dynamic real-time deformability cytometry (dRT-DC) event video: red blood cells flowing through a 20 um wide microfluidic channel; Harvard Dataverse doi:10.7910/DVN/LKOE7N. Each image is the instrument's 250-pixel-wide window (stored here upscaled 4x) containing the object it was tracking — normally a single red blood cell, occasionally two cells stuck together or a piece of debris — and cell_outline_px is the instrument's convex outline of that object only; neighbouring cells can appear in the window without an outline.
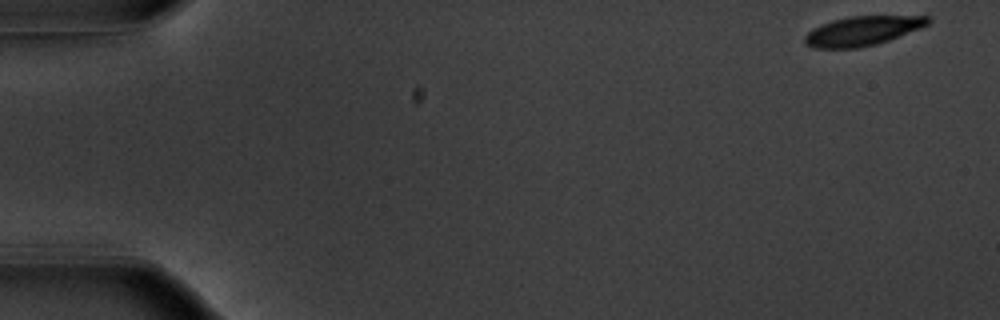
{"species": "common noctule bat (a hibernating species)", "species_latin": "Nyctalus noctula", "temperature_condition": "warm", "stored_images_in_passage": 52, "camera_frame_rate_fps": 3000, "um_per_image_px": 0.085, "animal": {"sex": "male", "body_mass_g": 20.1, "forearm_length_mm": 53.5}, "frame": {"image": 1, "passage_image": 1, "time_ms": 0.0, "image_size_px": [1000, 320], "cell_outline_px": [[932, 20], [928, 24], [920, 28], [888, 40], [876, 44], [856, 48], [812, 48], [804, 44], [804, 36], [812, 28], [832, 20], [848, 16], [928, 16]], "centroid_in_image_um": [73.26, 2.62], "position_along_channel_um": 11.7, "area_um2": 21.04}}
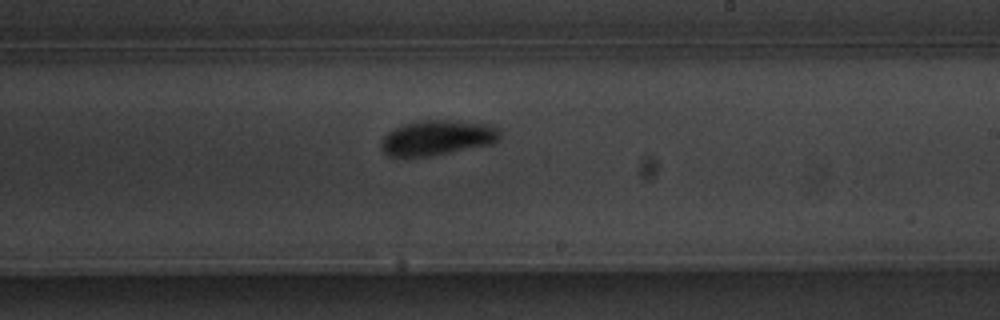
{"frame": {"image": 2, "passage_image": 31, "time_ms": 10.0, "image_size_px": [1000, 320], "cell_outline_px": [[500, 140], [492, 144], [428, 156], [388, 156], [380, 148], [380, 140], [388, 132], [404, 124], [420, 120], [452, 120], [488, 124], [496, 128], [500, 132]], "centroid_in_image_um": [37.15, 11.7], "position_along_channel_um": 251.8, "area_um2": 24.16}}
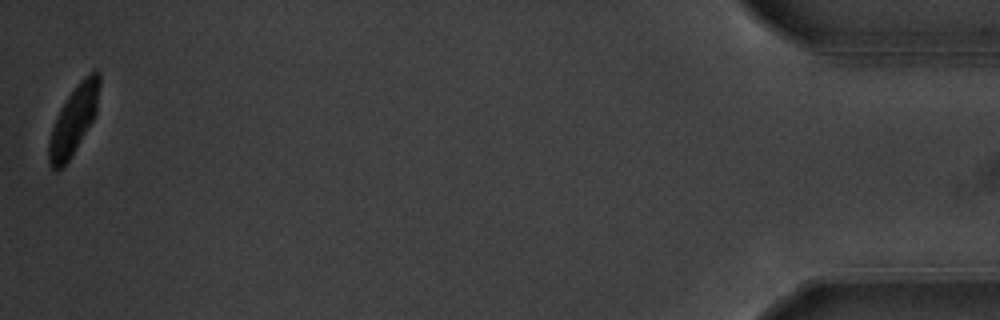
{"frame": {"image": 3, "passage_image": 52, "time_ms": 17.0, "image_size_px": [1000, 320], "cell_outline_px": [[100, 84], [96, 112], [92, 120], [64, 168], [56, 172], [48, 164], [48, 140], [56, 116], [60, 108], [68, 96], [80, 80], [84, 76], [96, 68], [100, 72]], "centroid_in_image_um": [6.24, 10.22], "position_along_channel_um": 429.0, "area_um2": 20.17}, "authors_computed_cell_mechanics": {"area_um2": 22.3108, "velocity_mm_per_s": 3.7832, "shape_relaxation_time_tau1_ms": 2.2785, "shape_relaxation_time_tau2_ms": 5.5357, "deformation_change_tau1": 0.1605, "deformation_change_tau2": 0.0912}}